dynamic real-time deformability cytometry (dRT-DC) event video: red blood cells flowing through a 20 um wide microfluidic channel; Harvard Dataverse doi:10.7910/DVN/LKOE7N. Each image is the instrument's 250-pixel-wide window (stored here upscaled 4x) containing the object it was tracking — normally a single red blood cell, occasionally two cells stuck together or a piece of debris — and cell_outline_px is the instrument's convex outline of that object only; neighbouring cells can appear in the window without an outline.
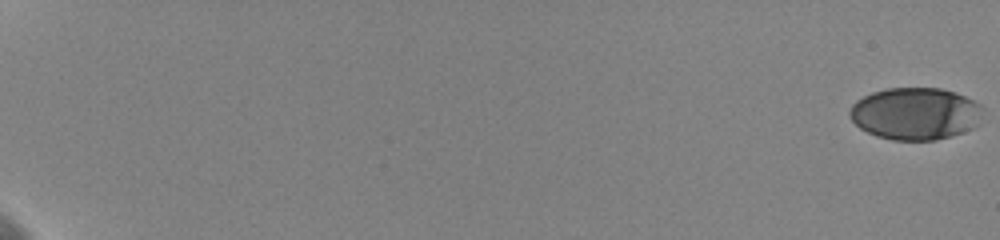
{"species": "human", "species_latin": "Homo sapiens", "temperature_condition": "cold", "stored_images_in_passage": 43, "camera_frame_rate_fps": 3000, "um_per_image_px": 0.085, "donor": {"sex": "female"}, "frame": {"image": 1, "passage_image": 1, "time_ms": 0.0, "image_size_px": [1000, 240], "cell_outline_px": [[984, 108], [972, 128], [948, 136], [932, 140], [892, 140], [876, 136], [860, 128], [852, 120], [848, 112], [852, 104], [856, 100], [872, 92], [888, 88], [940, 88], [956, 92], [976, 100]], "centroid_in_image_um": [77.78, 9.64], "position_along_channel_um": 7.2, "area_um2": 40.34}}
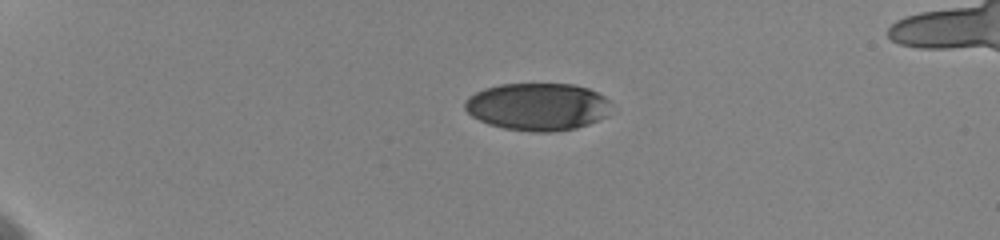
{"frame": {"image": 2, "passage_image": 17, "time_ms": 5.333, "image_size_px": [1000, 240], "cell_outline_px": [[608, 100], [604, 116], [588, 124], [576, 128], [552, 132], [536, 132], [504, 128], [488, 124], [472, 116], [464, 108], [464, 104], [468, 96], [484, 88], [500, 84], [576, 84], [588, 88], [604, 96]], "centroid_in_image_um": [45.63, 9.06], "position_along_channel_um": 39.4, "area_um2": 40.17}}